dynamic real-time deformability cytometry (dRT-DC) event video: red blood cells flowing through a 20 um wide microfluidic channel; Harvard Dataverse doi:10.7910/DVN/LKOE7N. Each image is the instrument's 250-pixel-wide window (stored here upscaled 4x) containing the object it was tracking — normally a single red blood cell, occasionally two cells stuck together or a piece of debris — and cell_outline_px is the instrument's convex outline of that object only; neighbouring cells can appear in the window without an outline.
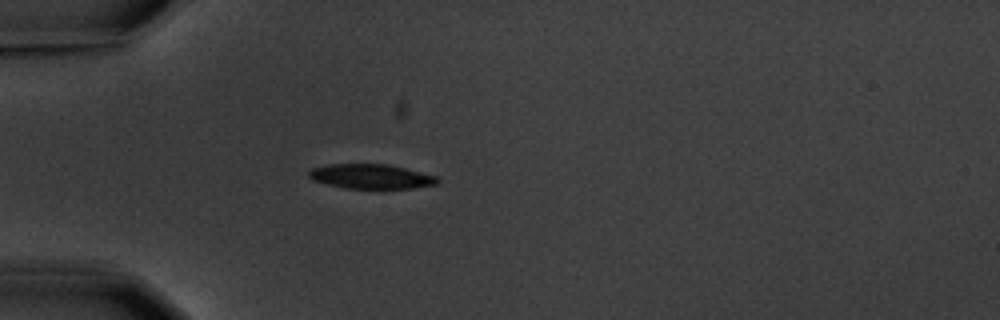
{"species": "common noctule bat (a hibernating species)", "species_latin": "Nyctalus noctula", "temperature_condition": "warm", "stored_images_in_passage": 5, "camera_frame_rate_fps": 3000, "um_per_image_px": 0.085, "animal": {"sex": "male", "body_mass_g": 20.1, "forearm_length_mm": 53.5}, "frame": {"image": 1, "passage_image": 4, "time_ms": 3.667, "image_size_px": [1000, 320], "cell_outline_px": [[440, 180], [436, 184], [412, 188], [344, 188], [312, 180], [308, 176], [308, 172], [312, 168], [328, 164], [388, 164], [436, 176]], "centroid_in_image_um": [31.5, 14.99], "position_along_channel_um": 53.5, "area_um2": 18.26}}